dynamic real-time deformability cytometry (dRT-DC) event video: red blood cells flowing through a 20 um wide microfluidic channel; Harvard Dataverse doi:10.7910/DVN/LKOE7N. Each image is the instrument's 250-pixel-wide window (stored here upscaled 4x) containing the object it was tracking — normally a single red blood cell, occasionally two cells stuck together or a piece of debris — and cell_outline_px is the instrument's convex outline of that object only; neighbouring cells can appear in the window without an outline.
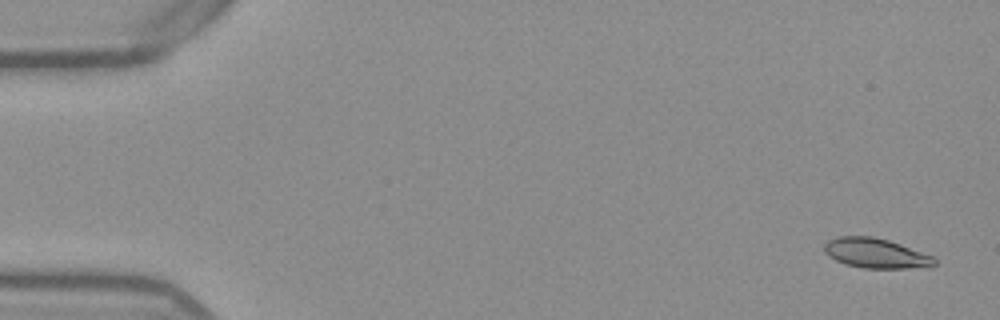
{"species": "Egyptian fruit bat (a non-hibernating species)", "species_latin": "Rousettus aegyptiacus", "temperature_condition": "warm", "stored_images_in_passage": 53, "segment_of_instrument_passage": [1, 2], "camera_frame_rate_fps": 3000, "um_per_image_px": 0.085, "frame": {"image": 1, "passage_image": 1, "time_ms": 0.0, "image_size_px": [1000, 320], "cell_outline_px": [[936, 264], [932, 268], [864, 268], [844, 264], [828, 256], [824, 252], [824, 244], [828, 240], [836, 236], [872, 236], [888, 240], [900, 244], [932, 256], [936, 260]], "centroid_in_image_um": [74.44, 21.53], "position_along_channel_um": 10.6, "area_um2": 19.31}}
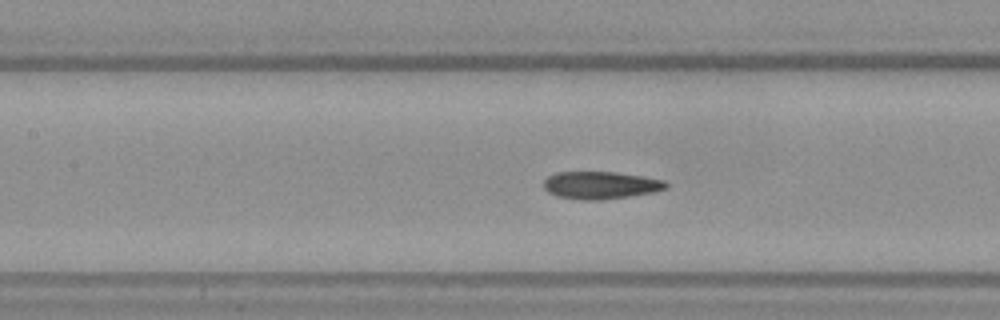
{"frame": {"image": 2, "passage_image": 23, "time_ms": 7.333, "image_size_px": [1000, 320], "cell_outline_px": [[668, 188], [656, 192], [600, 200], [580, 200], [556, 196], [548, 192], [544, 188], [544, 180], [548, 176], [556, 172], [616, 172], [644, 176], [664, 180], [668, 184]], "centroid_in_image_um": [51.06, 15.74], "position_along_channel_um": 156.3, "area_um2": 19.77}}
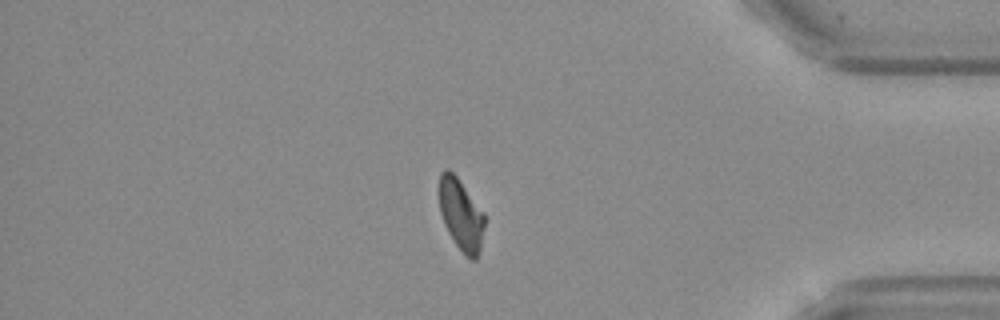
{"frame": {"image": 3, "passage_image": 44, "time_ms": 14.333, "image_size_px": [1000, 320], "cell_outline_px": [[484, 228], [480, 252], [476, 260], [472, 260], [464, 256], [448, 232], [444, 224], [440, 212], [440, 172], [444, 168], [448, 168], [456, 176], [484, 212]], "centroid_in_image_um": [39.2, 18.28], "position_along_channel_um": 396.0, "area_um2": 18.9}}